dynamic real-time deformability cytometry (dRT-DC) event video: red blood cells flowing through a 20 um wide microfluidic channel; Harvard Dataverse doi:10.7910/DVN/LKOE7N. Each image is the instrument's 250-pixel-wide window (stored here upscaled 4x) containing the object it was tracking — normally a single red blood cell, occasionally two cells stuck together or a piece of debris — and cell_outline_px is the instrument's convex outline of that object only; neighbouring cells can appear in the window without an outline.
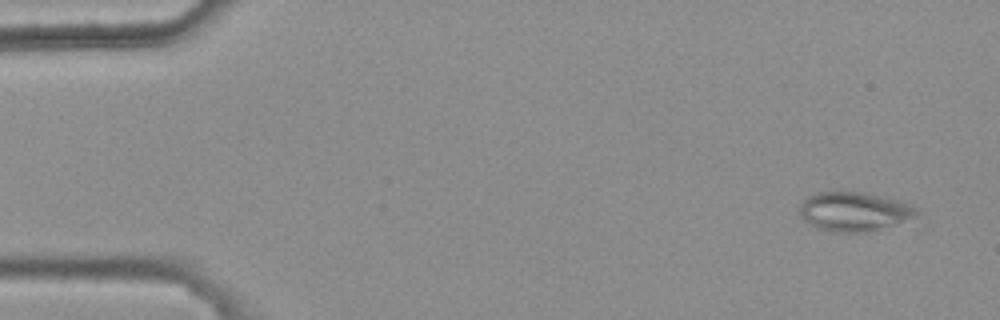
{"species": "common noctule bat (a hibernating species)", "species_latin": "Nyctalus noctula", "temperature_condition": "warm", "stored_images_in_passage": 4, "camera_frame_rate_fps": 3000, "um_per_image_px": 0.085, "animal": {"sex": "female", "body_mass_g": 25.1}, "frame": {"image": 1, "passage_image": 1, "time_ms": 0.0, "image_size_px": [1000, 320], "cell_outline_px": [[920, 212], [912, 216], [892, 224], [868, 232], [832, 232], [808, 224], [800, 216], [800, 204], [808, 196], [816, 192], [864, 192], [912, 204]], "centroid_in_image_um": [72.53, 17.97], "position_along_channel_um": 12.5, "area_um2": 26.24}}